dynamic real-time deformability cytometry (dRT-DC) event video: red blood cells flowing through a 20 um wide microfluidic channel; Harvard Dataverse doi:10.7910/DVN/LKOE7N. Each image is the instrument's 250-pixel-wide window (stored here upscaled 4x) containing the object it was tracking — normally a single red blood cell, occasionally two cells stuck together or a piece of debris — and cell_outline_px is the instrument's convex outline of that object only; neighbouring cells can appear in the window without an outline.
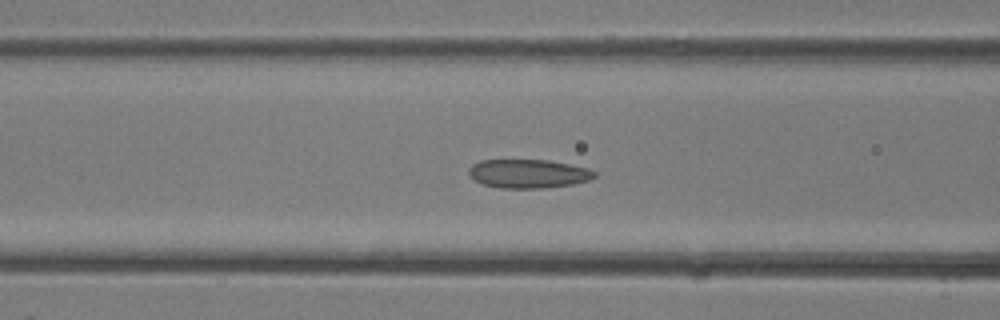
{"species": "common noctule bat (a hibernating species)", "species_latin": "Nyctalus noctula", "temperature_condition": "room temperature", "stored_images_in_passage": 34, "camera_frame_rate_fps": 3000, "um_per_image_px": 0.085, "animal": {"sex": "female"}, "frame": {"image": 1, "passage_image": 13, "time_ms": 4.0, "image_size_px": [1000, 320], "cell_outline_px": [[596, 176], [588, 180], [572, 184], [544, 188], [500, 188], [484, 184], [472, 180], [468, 176], [468, 168], [472, 164], [480, 160], [548, 160], [588, 168], [596, 172]], "centroid_in_image_um": [44.85, 14.76], "position_along_channel_um": 121.7, "area_um2": 21.15}}
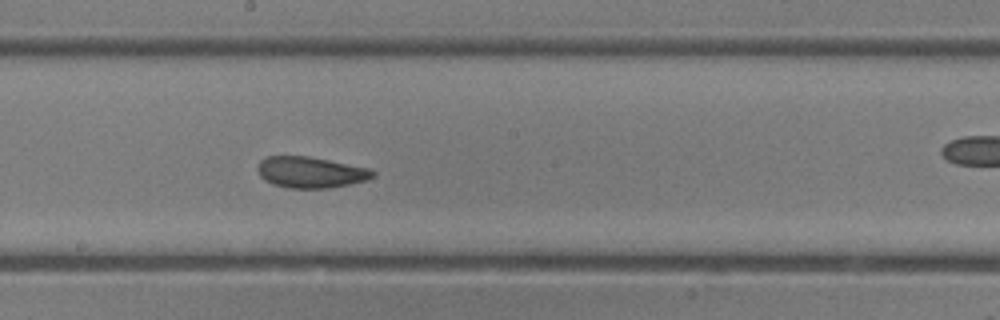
{"frame": {"image": 2, "passage_image": 18, "time_ms": 5.667, "image_size_px": [1000, 320], "cell_outline_px": [[376, 176], [368, 180], [352, 184], [328, 188], [288, 188], [272, 184], [264, 180], [260, 176], [256, 168], [260, 160], [264, 156], [308, 156], [368, 168], [376, 172]], "centroid_in_image_um": [26.39, 14.65], "position_along_channel_um": 221.8, "area_um2": 21.1}}
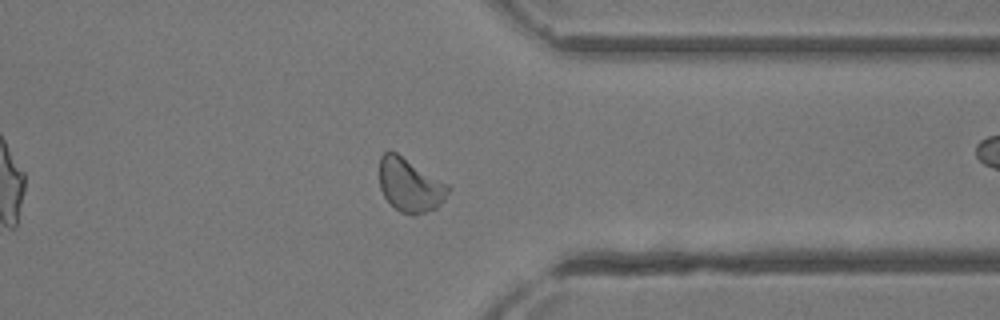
{"frame": {"image": 3, "passage_image": 26, "time_ms": 8.333, "image_size_px": [1000, 320], "cell_outline_px": [[452, 188], [444, 200], [436, 208], [412, 216], [400, 212], [384, 196], [380, 188], [380, 156], [388, 148], [396, 152], [448, 184]], "centroid_in_image_um": [34.85, 15.72], "position_along_channel_um": 376.6, "area_um2": 21.5}}